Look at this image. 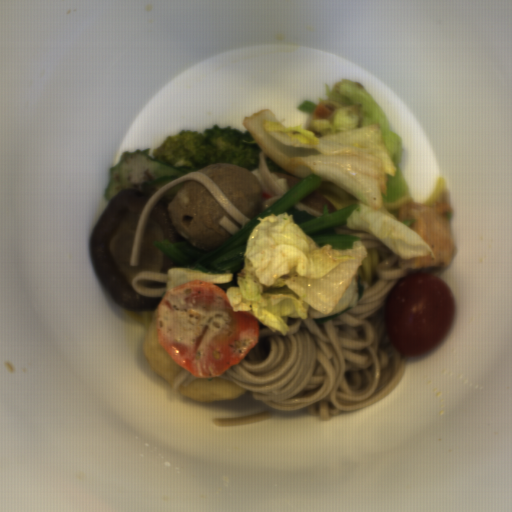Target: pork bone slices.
Segmentation results:
<instances>
[{"label": "pork bone slices", "mask_w": 512, "mask_h": 512, "mask_svg": "<svg viewBox=\"0 0 512 512\" xmlns=\"http://www.w3.org/2000/svg\"><path fill=\"white\" fill-rule=\"evenodd\" d=\"M274 175H276L278 178H286L288 181V192L293 189L296 185H298L301 181H303L305 178L295 177L292 175H288L285 173H279V172H271Z\"/></svg>", "instance_id": "d1f655de"}]
</instances>
